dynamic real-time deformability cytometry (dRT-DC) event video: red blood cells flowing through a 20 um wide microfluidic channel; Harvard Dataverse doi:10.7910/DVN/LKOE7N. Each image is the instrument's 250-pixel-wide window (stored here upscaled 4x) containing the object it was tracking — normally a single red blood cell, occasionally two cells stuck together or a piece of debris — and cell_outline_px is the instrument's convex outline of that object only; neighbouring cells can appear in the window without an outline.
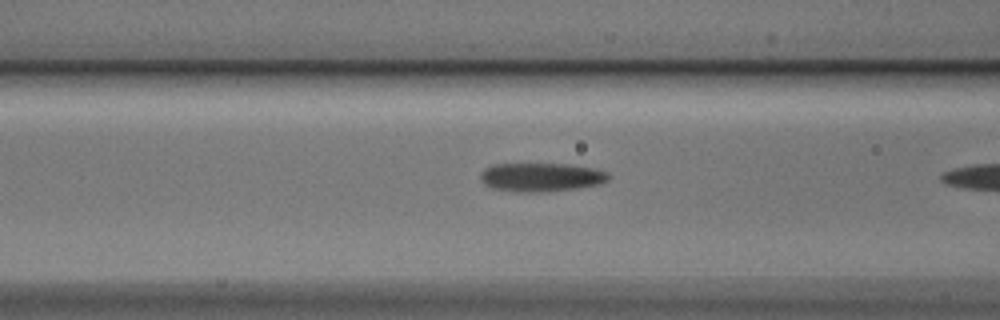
{"species": "Egyptian fruit bat (a non-hibernating species)", "species_latin": "Rousettus aegyptiacus", "temperature_condition": "cold", "stored_images_in_passage": 9, "camera_frame_rate_fps": 3000, "um_per_image_px": 0.085, "animal": {"sex": "male"}, "frame": {"image": 1, "passage_image": 8, "time_ms": 2.333, "image_size_px": [1000, 320], "cell_outline_px": [[608, 180], [600, 184], [576, 188], [540, 192], [516, 192], [492, 188], [484, 184], [480, 180], [480, 172], [484, 168], [492, 164], [564, 164], [592, 168], [608, 172]], "centroid_in_image_um": [45.93, 15.06], "position_along_channel_um": 120.7, "area_um2": 21.39}}